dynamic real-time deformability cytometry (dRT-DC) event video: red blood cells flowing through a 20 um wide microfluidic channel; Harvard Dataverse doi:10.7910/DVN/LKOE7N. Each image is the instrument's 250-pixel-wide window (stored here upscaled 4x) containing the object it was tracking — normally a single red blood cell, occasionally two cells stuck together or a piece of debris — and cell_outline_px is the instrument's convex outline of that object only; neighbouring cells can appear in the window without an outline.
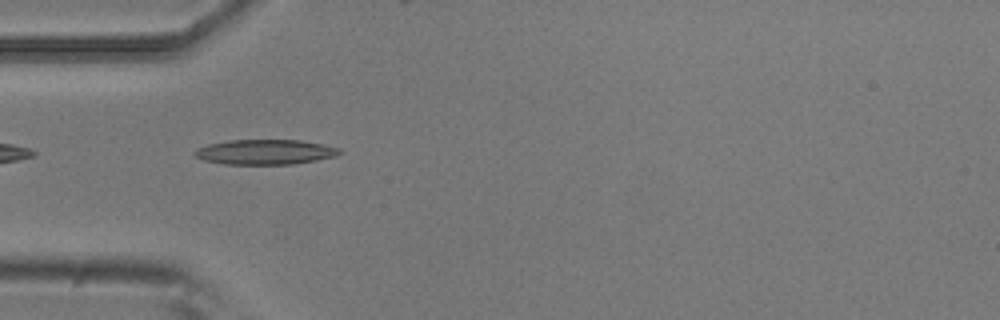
{"species": "common noctule bat (a hibernating species)", "species_latin": "Nyctalus noctula", "temperature_condition": "room temperature", "stored_images_in_passage": 5, "camera_frame_rate_fps": 3000, "um_per_image_px": 0.085, "animal": {"sex": "male", "body_mass_g": 20.5, "forearm_length_mm": 52.5}, "frame": {"image": 1, "passage_image": 4, "time_ms": 1.0, "image_size_px": [1000, 320], "cell_outline_px": [[344, 152], [336, 156], [316, 160], [292, 164], [224, 164], [204, 160], [196, 156], [192, 152], [196, 148], [208, 144], [228, 140], [300, 140], [324, 144], [340, 148]], "centroid_in_image_um": [22.55, 12.91], "position_along_channel_um": 62.4, "area_um2": 21.21}}
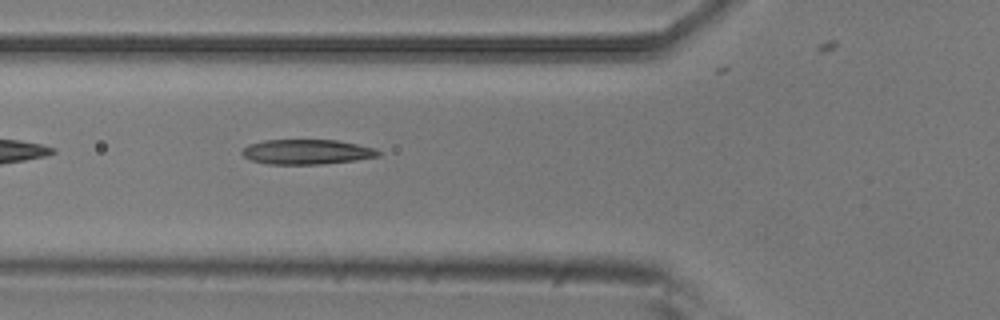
{"frame": {"image": 2, "passage_image": 5, "time_ms": 1.333, "image_size_px": [1000, 320], "cell_outline_px": [[380, 156], [356, 160], [320, 164], [268, 164], [252, 160], [244, 156], [240, 152], [248, 144], [264, 140], [336, 140], [376, 148], [380, 152]], "centroid_in_image_um": [26.08, 12.9], "position_along_channel_um": 99.7, "area_um2": 19.71}}